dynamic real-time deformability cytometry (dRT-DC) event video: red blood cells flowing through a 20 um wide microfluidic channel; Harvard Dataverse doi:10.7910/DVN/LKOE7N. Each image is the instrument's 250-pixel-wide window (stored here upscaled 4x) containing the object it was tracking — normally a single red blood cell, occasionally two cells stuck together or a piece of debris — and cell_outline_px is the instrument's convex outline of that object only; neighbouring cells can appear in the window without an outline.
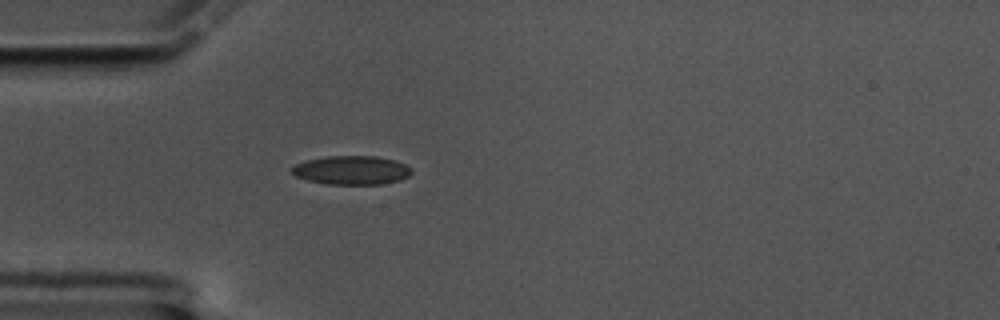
{"species": "common noctule bat (a hibernating species)", "species_latin": "Nyctalus noctula", "temperature_condition": "cold", "stored_images_in_passage": 43, "camera_frame_rate_fps": 3000, "um_per_image_px": 0.085, "animal": {"sex": "male", "body_mass_g": 17.5, "forearm_length_mm": 52.3}, "frame": {"image": 1, "passage_image": 1, "time_ms": 0.0, "image_size_px": [1000, 320], "cell_outline_px": [[412, 172], [408, 176], [400, 180], [380, 184], [328, 184], [308, 180], [296, 176], [288, 172], [288, 168], [296, 164], [308, 160], [328, 156], [376, 156], [396, 160], [412, 168]], "centroid_in_image_um": [29.86, 14.46], "position_along_channel_um": 55.1, "area_um2": 20.17}}
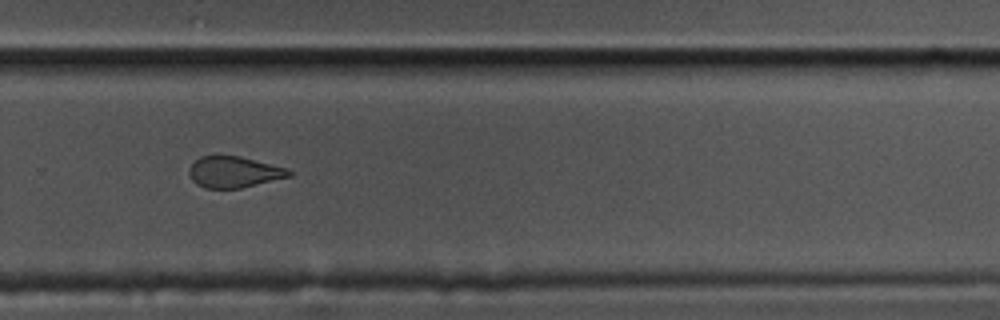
{"frame": {"image": 2, "passage_image": 24, "time_ms": 7.667, "image_size_px": [1000, 320], "cell_outline_px": [[292, 176], [240, 188], [204, 188], [196, 184], [192, 180], [188, 172], [188, 168], [200, 156], [240, 156], [288, 168], [292, 172]], "centroid_in_image_um": [19.89, 14.62], "position_along_channel_um": 309.9, "area_um2": 18.15}}
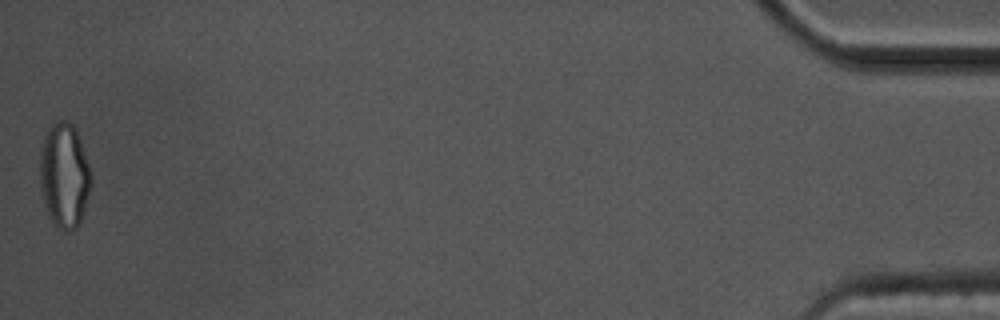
{"frame": {"image": 3, "passage_image": 43, "time_ms": 14.0, "image_size_px": [1000, 320], "cell_outline_px": [[92, 184], [80, 224], [76, 228], [68, 232], [64, 232], [48, 216], [40, 192], [40, 148], [44, 136], [52, 120], [64, 120], [72, 124], [76, 128], [92, 176]], "centroid_in_image_um": [5.45, 14.9], "position_along_channel_um": 429.7, "area_um2": 31.73}, "authors_computed_cell_mechanics": {"area_um2": 20.1144, "velocity_mm_per_s": 3.3976, "shape_relaxation_time_tau1_ms": 9.2658, "shape_relaxation_time_tau2_ms": 1.8777, "deformation_change_tau1": 0.168, "deformation_change_tau2": 0.087}}